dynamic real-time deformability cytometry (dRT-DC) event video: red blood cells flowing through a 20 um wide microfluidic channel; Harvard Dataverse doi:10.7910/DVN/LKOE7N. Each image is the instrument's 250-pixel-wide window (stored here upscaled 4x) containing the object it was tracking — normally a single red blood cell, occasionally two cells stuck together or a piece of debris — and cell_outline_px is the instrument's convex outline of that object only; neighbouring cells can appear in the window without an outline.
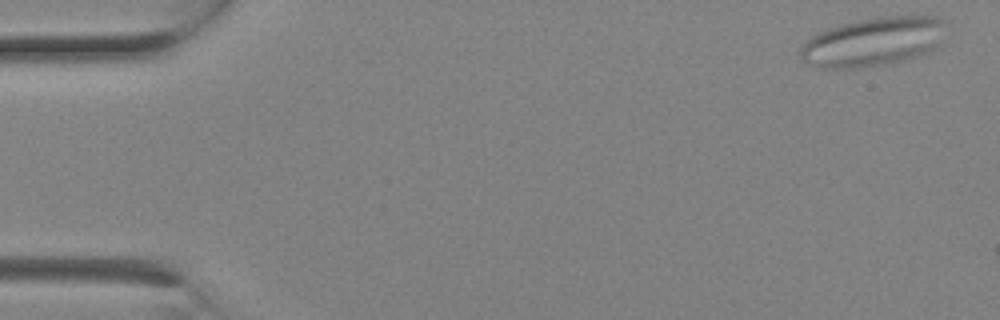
{"species": "Egyptian fruit bat (a non-hibernating species)", "species_latin": "Rousettus aegyptiacus", "temperature_condition": "room temperature", "stored_images_in_passage": 4, "camera_frame_rate_fps": 3000, "um_per_image_px": 0.085, "animal": {"sex": "female"}, "frame": {"image": 1, "passage_image": 1, "time_ms": 0.0, "image_size_px": [1000, 320], "cell_outline_px": [[948, 20], [940, 48], [932, 52], [904, 60], [888, 64], [860, 68], [816, 68], [808, 64], [800, 56], [800, 48], [812, 36], [828, 28], [860, 20], [880, 16], [936, 16]], "centroid_in_image_um": [74.32, 3.56], "position_along_channel_um": 10.7, "area_um2": 42.08}}